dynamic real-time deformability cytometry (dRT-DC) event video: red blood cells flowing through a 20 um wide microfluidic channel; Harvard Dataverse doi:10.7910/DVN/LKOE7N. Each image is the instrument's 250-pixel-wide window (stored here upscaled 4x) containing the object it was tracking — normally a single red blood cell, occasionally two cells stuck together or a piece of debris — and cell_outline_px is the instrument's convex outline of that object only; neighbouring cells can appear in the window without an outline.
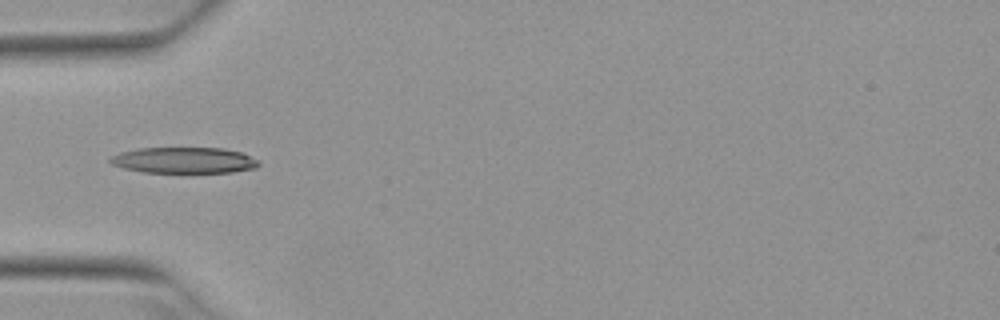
{"species": "Egyptian fruit bat (a non-hibernating species)", "species_latin": "Rousettus aegyptiacus", "temperature_condition": "warm", "stored_images_in_passage": 2, "camera_frame_rate_fps": 3000, "um_per_image_px": 0.085, "animal": {"sex": "female"}, "frame": {"image": 1, "passage_image": 2, "time_ms": 0.333, "image_size_px": [1000, 320], "cell_outline_px": [[260, 164], [256, 168], [232, 172], [144, 172], [124, 168], [112, 164], [108, 160], [112, 156], [120, 152], [140, 148], [224, 148], [240, 152], [260, 160]], "centroid_in_image_um": [15.67, 13.62], "position_along_channel_um": 69.3, "area_um2": 22.43}}